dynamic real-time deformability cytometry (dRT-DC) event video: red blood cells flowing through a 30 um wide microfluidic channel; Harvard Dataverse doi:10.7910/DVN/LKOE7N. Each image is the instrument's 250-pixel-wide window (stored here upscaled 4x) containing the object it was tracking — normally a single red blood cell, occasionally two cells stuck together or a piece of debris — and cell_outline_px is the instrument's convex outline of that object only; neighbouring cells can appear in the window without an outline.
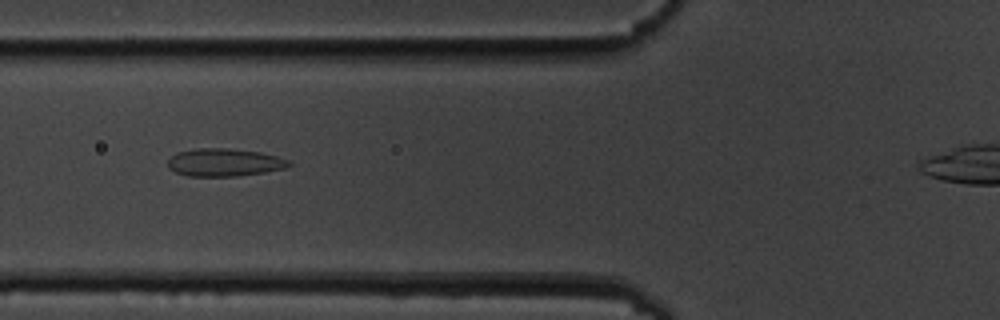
{"species": "common noctule bat (a hibernating species)", "species_latin": "Nyctalus noctula", "temperature_condition": "cold", "stored_images_in_passage": 7, "camera_frame_rate_fps": 3000, "um_per_image_px": 0.085, "animal": {"sex": "male", "body_mass_g": 19.5, "forearm_length_mm": 54.6}, "frame": {"image": 1, "passage_image": 3, "time_ms": 2.333, "image_size_px": [1000, 320], "cell_outline_px": [[292, 164], [284, 168], [264, 172], [236, 176], [188, 176], [176, 172], [168, 168], [168, 160], [176, 152], [196, 148], [228, 148], [260, 152], [292, 160]], "centroid_in_image_um": [19.07, 13.8], "position_along_channel_um": 106.7, "area_um2": 19.65}}
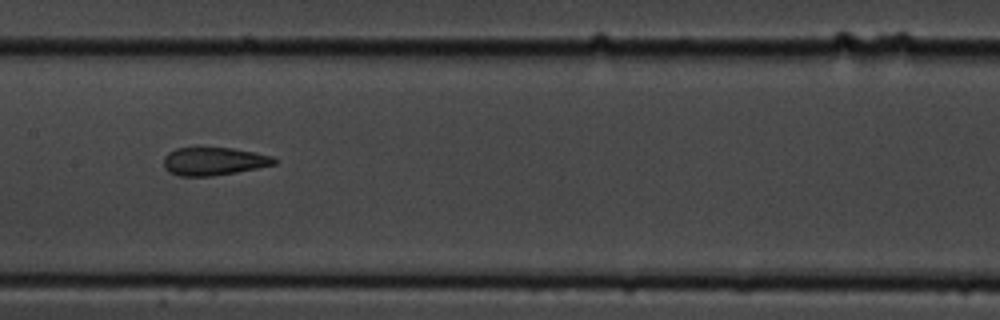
{"frame": {"image": 2, "passage_image": 5, "time_ms": 4.667, "image_size_px": [1000, 320], "cell_outline_px": [[280, 160], [276, 164], [236, 172], [212, 176], [180, 176], [168, 172], [164, 168], [164, 156], [168, 152], [176, 148], [232, 148], [272, 156]], "centroid_in_image_um": [18.16, 13.71], "position_along_channel_um": 189.2, "area_um2": 18.03}}
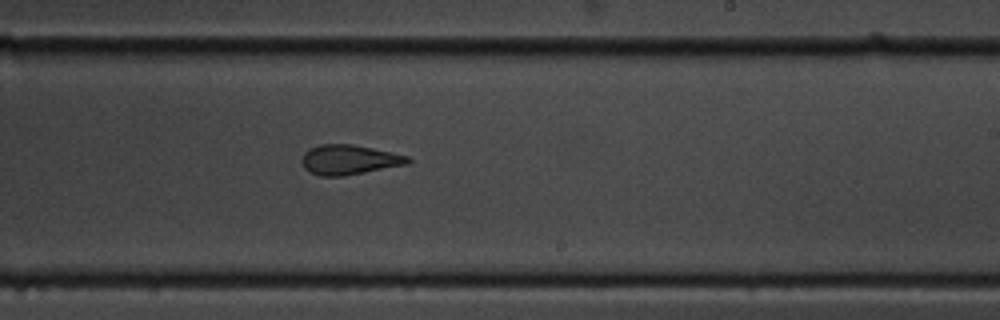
{"frame": {"image": 3, "passage_image": 7, "time_ms": 6.667, "image_size_px": [1000, 320], "cell_outline_px": [[412, 160], [408, 164], [344, 176], [320, 176], [304, 168], [300, 160], [304, 152], [308, 148], [320, 144], [352, 144], [392, 152], [408, 156]], "centroid_in_image_um": [29.66, 13.57], "position_along_channel_um": 259.3, "area_um2": 18.5}}